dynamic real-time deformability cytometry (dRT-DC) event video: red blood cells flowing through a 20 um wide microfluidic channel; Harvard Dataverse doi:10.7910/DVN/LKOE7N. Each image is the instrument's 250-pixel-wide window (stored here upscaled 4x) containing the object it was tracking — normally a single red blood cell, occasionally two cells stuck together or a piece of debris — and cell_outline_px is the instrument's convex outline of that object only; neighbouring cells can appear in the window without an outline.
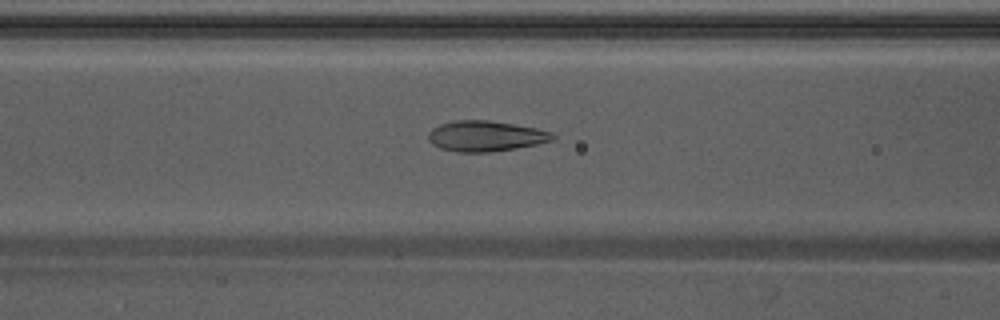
{"species": "Egyptian fruit bat (a non-hibernating species)", "species_latin": "Rousettus aegyptiacus", "temperature_condition": "warm", "stored_images_in_passage": 44, "camera_frame_rate_fps": 3000, "um_per_image_px": 0.085, "animal": {"sex": "male"}, "frame": {"image": 1, "passage_image": 12, "time_ms": 3.667, "image_size_px": [1000, 320], "cell_outline_px": [[556, 140], [516, 148], [488, 152], [456, 152], [440, 148], [432, 144], [428, 140], [428, 132], [432, 128], [440, 124], [452, 120], [488, 120], [536, 128], [552, 132], [556, 136]], "centroid_in_image_um": [41.26, 11.56], "position_along_channel_um": 125.3, "area_um2": 22.25}}
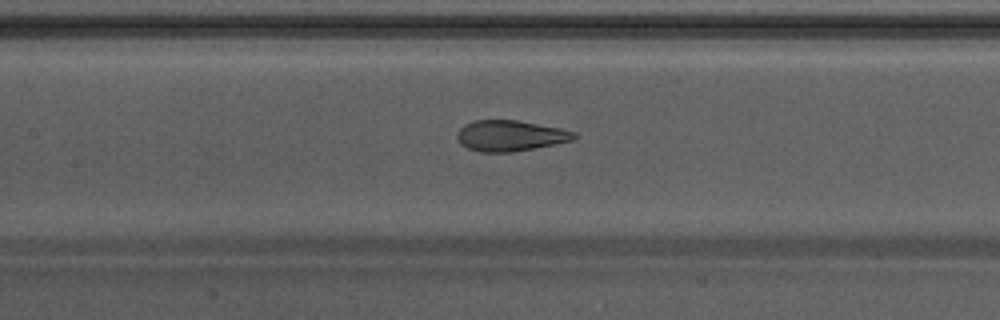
{"frame": {"image": 2, "passage_image": 15, "time_ms": 4.667, "image_size_px": [1000, 320], "cell_outline_px": [[576, 136], [572, 140], [556, 144], [512, 152], [480, 152], [468, 148], [460, 144], [456, 136], [456, 132], [464, 124], [472, 120], [516, 120], [560, 128], [576, 132]], "centroid_in_image_um": [43.33, 11.53], "position_along_channel_um": 164.1, "area_um2": 21.04}}
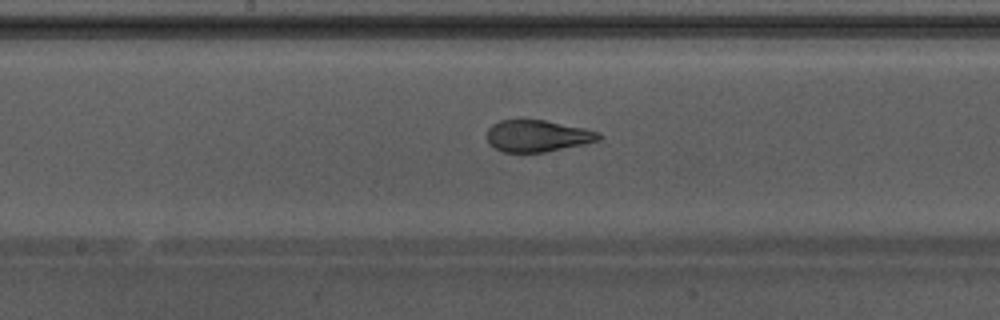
{"frame": {"image": 3, "passage_image": 18, "time_ms": 5.667, "image_size_px": [1000, 320], "cell_outline_px": [[600, 140], [544, 152], [504, 152], [496, 148], [488, 140], [488, 128], [492, 124], [500, 120], [520, 116], [544, 120], [584, 128], [600, 132]], "centroid_in_image_um": [45.64, 11.5], "position_along_channel_um": 202.6, "area_um2": 20.92}, "authors_computed_cell_mechanics": {"area_um2": 22.3975, "velocity_mm_per_s": 3.8648, "shape_relaxation_time_tau1_ms": 8.8192, "shape_relaxation_time_tau2_ms": 0.8717, "deformation_change_tau1": 0.246, "deformation_change_tau2": 0.0836}}